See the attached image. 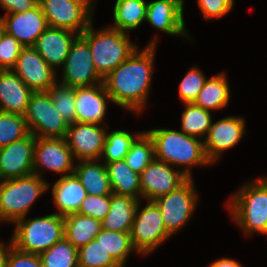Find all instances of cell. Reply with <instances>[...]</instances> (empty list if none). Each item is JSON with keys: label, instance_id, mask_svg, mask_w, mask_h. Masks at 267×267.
<instances>
[{"label": "cell", "instance_id": "obj_6", "mask_svg": "<svg viewBox=\"0 0 267 267\" xmlns=\"http://www.w3.org/2000/svg\"><path fill=\"white\" fill-rule=\"evenodd\" d=\"M14 225V247L24 253L39 255L64 238V217L57 213L33 219L24 217Z\"/></svg>", "mask_w": 267, "mask_h": 267}, {"label": "cell", "instance_id": "obj_17", "mask_svg": "<svg viewBox=\"0 0 267 267\" xmlns=\"http://www.w3.org/2000/svg\"><path fill=\"white\" fill-rule=\"evenodd\" d=\"M35 136L12 142L0 148V181L28 176L34 173Z\"/></svg>", "mask_w": 267, "mask_h": 267}, {"label": "cell", "instance_id": "obj_43", "mask_svg": "<svg viewBox=\"0 0 267 267\" xmlns=\"http://www.w3.org/2000/svg\"><path fill=\"white\" fill-rule=\"evenodd\" d=\"M38 4V0H0V7L6 14L22 13Z\"/></svg>", "mask_w": 267, "mask_h": 267}, {"label": "cell", "instance_id": "obj_42", "mask_svg": "<svg viewBox=\"0 0 267 267\" xmlns=\"http://www.w3.org/2000/svg\"><path fill=\"white\" fill-rule=\"evenodd\" d=\"M6 267H42V263L38 254L24 253L13 247Z\"/></svg>", "mask_w": 267, "mask_h": 267}, {"label": "cell", "instance_id": "obj_16", "mask_svg": "<svg viewBox=\"0 0 267 267\" xmlns=\"http://www.w3.org/2000/svg\"><path fill=\"white\" fill-rule=\"evenodd\" d=\"M33 91H48L58 80L56 71L32 47H23L11 69Z\"/></svg>", "mask_w": 267, "mask_h": 267}, {"label": "cell", "instance_id": "obj_34", "mask_svg": "<svg viewBox=\"0 0 267 267\" xmlns=\"http://www.w3.org/2000/svg\"><path fill=\"white\" fill-rule=\"evenodd\" d=\"M154 144L146 131H143L131 145L125 156L127 165L140 174L154 159Z\"/></svg>", "mask_w": 267, "mask_h": 267}, {"label": "cell", "instance_id": "obj_40", "mask_svg": "<svg viewBox=\"0 0 267 267\" xmlns=\"http://www.w3.org/2000/svg\"><path fill=\"white\" fill-rule=\"evenodd\" d=\"M24 46L5 32L0 40V70H11Z\"/></svg>", "mask_w": 267, "mask_h": 267}, {"label": "cell", "instance_id": "obj_5", "mask_svg": "<svg viewBox=\"0 0 267 267\" xmlns=\"http://www.w3.org/2000/svg\"><path fill=\"white\" fill-rule=\"evenodd\" d=\"M50 184L43 177L31 174L0 181V222L15 223L26 217L38 197Z\"/></svg>", "mask_w": 267, "mask_h": 267}, {"label": "cell", "instance_id": "obj_28", "mask_svg": "<svg viewBox=\"0 0 267 267\" xmlns=\"http://www.w3.org/2000/svg\"><path fill=\"white\" fill-rule=\"evenodd\" d=\"M102 229L101 221L79 213L64 217V237L77 249L94 240Z\"/></svg>", "mask_w": 267, "mask_h": 267}, {"label": "cell", "instance_id": "obj_11", "mask_svg": "<svg viewBox=\"0 0 267 267\" xmlns=\"http://www.w3.org/2000/svg\"><path fill=\"white\" fill-rule=\"evenodd\" d=\"M61 71V79L57 82L72 88L103 83L94 67L89 44L81 35L72 42Z\"/></svg>", "mask_w": 267, "mask_h": 267}, {"label": "cell", "instance_id": "obj_24", "mask_svg": "<svg viewBox=\"0 0 267 267\" xmlns=\"http://www.w3.org/2000/svg\"><path fill=\"white\" fill-rule=\"evenodd\" d=\"M98 160H81L75 164L73 174L81 182L87 194L103 196L113 194L105 164Z\"/></svg>", "mask_w": 267, "mask_h": 267}, {"label": "cell", "instance_id": "obj_29", "mask_svg": "<svg viewBox=\"0 0 267 267\" xmlns=\"http://www.w3.org/2000/svg\"><path fill=\"white\" fill-rule=\"evenodd\" d=\"M147 4L144 0H116L113 7L114 24L110 27L124 33L136 30L146 19Z\"/></svg>", "mask_w": 267, "mask_h": 267}, {"label": "cell", "instance_id": "obj_19", "mask_svg": "<svg viewBox=\"0 0 267 267\" xmlns=\"http://www.w3.org/2000/svg\"><path fill=\"white\" fill-rule=\"evenodd\" d=\"M76 122L103 125L107 112V101L112 103L103 83L75 88Z\"/></svg>", "mask_w": 267, "mask_h": 267}, {"label": "cell", "instance_id": "obj_10", "mask_svg": "<svg viewBox=\"0 0 267 267\" xmlns=\"http://www.w3.org/2000/svg\"><path fill=\"white\" fill-rule=\"evenodd\" d=\"M193 181V178H189L176 190L153 200L160 210L170 236L183 228L196 211L199 198Z\"/></svg>", "mask_w": 267, "mask_h": 267}, {"label": "cell", "instance_id": "obj_3", "mask_svg": "<svg viewBox=\"0 0 267 267\" xmlns=\"http://www.w3.org/2000/svg\"><path fill=\"white\" fill-rule=\"evenodd\" d=\"M230 215L246 235H267V176L246 182L227 204Z\"/></svg>", "mask_w": 267, "mask_h": 267}, {"label": "cell", "instance_id": "obj_46", "mask_svg": "<svg viewBox=\"0 0 267 267\" xmlns=\"http://www.w3.org/2000/svg\"><path fill=\"white\" fill-rule=\"evenodd\" d=\"M4 33H5V24H4L3 17L0 16V40Z\"/></svg>", "mask_w": 267, "mask_h": 267}, {"label": "cell", "instance_id": "obj_1", "mask_svg": "<svg viewBox=\"0 0 267 267\" xmlns=\"http://www.w3.org/2000/svg\"><path fill=\"white\" fill-rule=\"evenodd\" d=\"M157 40L156 36L143 50L137 48L127 60L103 79L112 103L136 115L147 107Z\"/></svg>", "mask_w": 267, "mask_h": 267}, {"label": "cell", "instance_id": "obj_20", "mask_svg": "<svg viewBox=\"0 0 267 267\" xmlns=\"http://www.w3.org/2000/svg\"><path fill=\"white\" fill-rule=\"evenodd\" d=\"M5 32L14 36L24 47L33 46L48 28L46 17L39 4L22 13L2 15Z\"/></svg>", "mask_w": 267, "mask_h": 267}, {"label": "cell", "instance_id": "obj_31", "mask_svg": "<svg viewBox=\"0 0 267 267\" xmlns=\"http://www.w3.org/2000/svg\"><path fill=\"white\" fill-rule=\"evenodd\" d=\"M184 106L180 131L203 140L213 122L211 111L196 106L193 103H184Z\"/></svg>", "mask_w": 267, "mask_h": 267}, {"label": "cell", "instance_id": "obj_18", "mask_svg": "<svg viewBox=\"0 0 267 267\" xmlns=\"http://www.w3.org/2000/svg\"><path fill=\"white\" fill-rule=\"evenodd\" d=\"M184 0H155L148 2V24L169 36L189 38L184 21Z\"/></svg>", "mask_w": 267, "mask_h": 267}, {"label": "cell", "instance_id": "obj_8", "mask_svg": "<svg viewBox=\"0 0 267 267\" xmlns=\"http://www.w3.org/2000/svg\"><path fill=\"white\" fill-rule=\"evenodd\" d=\"M147 202L142 208L140 200L130 232L134 248L143 256L151 255L171 237L157 205L153 201Z\"/></svg>", "mask_w": 267, "mask_h": 267}, {"label": "cell", "instance_id": "obj_2", "mask_svg": "<svg viewBox=\"0 0 267 267\" xmlns=\"http://www.w3.org/2000/svg\"><path fill=\"white\" fill-rule=\"evenodd\" d=\"M146 132L153 141L155 159L176 168L182 166V171L188 178H194L192 167L212 165L206 157L203 140L166 128Z\"/></svg>", "mask_w": 267, "mask_h": 267}, {"label": "cell", "instance_id": "obj_32", "mask_svg": "<svg viewBox=\"0 0 267 267\" xmlns=\"http://www.w3.org/2000/svg\"><path fill=\"white\" fill-rule=\"evenodd\" d=\"M141 133V131H138L132 134L122 129L109 132L107 129L106 140L100 160H102L103 163L124 160L131 145Z\"/></svg>", "mask_w": 267, "mask_h": 267}, {"label": "cell", "instance_id": "obj_12", "mask_svg": "<svg viewBox=\"0 0 267 267\" xmlns=\"http://www.w3.org/2000/svg\"><path fill=\"white\" fill-rule=\"evenodd\" d=\"M73 160L75 159L65 138L35 137L34 174L42 177L41 174L45 170H50L51 172L60 174V177L71 175L77 163V161Z\"/></svg>", "mask_w": 267, "mask_h": 267}, {"label": "cell", "instance_id": "obj_7", "mask_svg": "<svg viewBox=\"0 0 267 267\" xmlns=\"http://www.w3.org/2000/svg\"><path fill=\"white\" fill-rule=\"evenodd\" d=\"M97 0H38L48 27L68 29L81 35L93 21Z\"/></svg>", "mask_w": 267, "mask_h": 267}, {"label": "cell", "instance_id": "obj_23", "mask_svg": "<svg viewBox=\"0 0 267 267\" xmlns=\"http://www.w3.org/2000/svg\"><path fill=\"white\" fill-rule=\"evenodd\" d=\"M51 188L54 208L62 217L77 213L87 196V191L74 174L59 178Z\"/></svg>", "mask_w": 267, "mask_h": 267}, {"label": "cell", "instance_id": "obj_27", "mask_svg": "<svg viewBox=\"0 0 267 267\" xmlns=\"http://www.w3.org/2000/svg\"><path fill=\"white\" fill-rule=\"evenodd\" d=\"M227 78L224 72L207 78L193 104L209 111L225 108L231 97Z\"/></svg>", "mask_w": 267, "mask_h": 267}, {"label": "cell", "instance_id": "obj_39", "mask_svg": "<svg viewBox=\"0 0 267 267\" xmlns=\"http://www.w3.org/2000/svg\"><path fill=\"white\" fill-rule=\"evenodd\" d=\"M111 195L87 194L77 213L102 221L110 211Z\"/></svg>", "mask_w": 267, "mask_h": 267}, {"label": "cell", "instance_id": "obj_25", "mask_svg": "<svg viewBox=\"0 0 267 267\" xmlns=\"http://www.w3.org/2000/svg\"><path fill=\"white\" fill-rule=\"evenodd\" d=\"M139 202L131 196L111 194L110 211L101 221L102 228L130 233Z\"/></svg>", "mask_w": 267, "mask_h": 267}, {"label": "cell", "instance_id": "obj_30", "mask_svg": "<svg viewBox=\"0 0 267 267\" xmlns=\"http://www.w3.org/2000/svg\"><path fill=\"white\" fill-rule=\"evenodd\" d=\"M95 239L120 267H126L127 258L134 251L139 254L133 246L129 232L109 231L102 228Z\"/></svg>", "mask_w": 267, "mask_h": 267}, {"label": "cell", "instance_id": "obj_9", "mask_svg": "<svg viewBox=\"0 0 267 267\" xmlns=\"http://www.w3.org/2000/svg\"><path fill=\"white\" fill-rule=\"evenodd\" d=\"M24 117L29 132L35 137H66L69 125L57 112L48 91L32 93Z\"/></svg>", "mask_w": 267, "mask_h": 267}, {"label": "cell", "instance_id": "obj_41", "mask_svg": "<svg viewBox=\"0 0 267 267\" xmlns=\"http://www.w3.org/2000/svg\"><path fill=\"white\" fill-rule=\"evenodd\" d=\"M204 19L221 18L233 10L234 0H197Z\"/></svg>", "mask_w": 267, "mask_h": 267}, {"label": "cell", "instance_id": "obj_21", "mask_svg": "<svg viewBox=\"0 0 267 267\" xmlns=\"http://www.w3.org/2000/svg\"><path fill=\"white\" fill-rule=\"evenodd\" d=\"M78 35L68 29L48 27L32 47L57 72L58 67L62 68L71 44Z\"/></svg>", "mask_w": 267, "mask_h": 267}, {"label": "cell", "instance_id": "obj_36", "mask_svg": "<svg viewBox=\"0 0 267 267\" xmlns=\"http://www.w3.org/2000/svg\"><path fill=\"white\" fill-rule=\"evenodd\" d=\"M48 92L57 112L63 117L68 125L75 123V88L56 82Z\"/></svg>", "mask_w": 267, "mask_h": 267}, {"label": "cell", "instance_id": "obj_13", "mask_svg": "<svg viewBox=\"0 0 267 267\" xmlns=\"http://www.w3.org/2000/svg\"><path fill=\"white\" fill-rule=\"evenodd\" d=\"M188 179L182 170H176L172 165L154 158L140 173L141 199L153 201L176 190Z\"/></svg>", "mask_w": 267, "mask_h": 267}, {"label": "cell", "instance_id": "obj_22", "mask_svg": "<svg viewBox=\"0 0 267 267\" xmlns=\"http://www.w3.org/2000/svg\"><path fill=\"white\" fill-rule=\"evenodd\" d=\"M32 93L12 70H0V111L24 116Z\"/></svg>", "mask_w": 267, "mask_h": 267}, {"label": "cell", "instance_id": "obj_33", "mask_svg": "<svg viewBox=\"0 0 267 267\" xmlns=\"http://www.w3.org/2000/svg\"><path fill=\"white\" fill-rule=\"evenodd\" d=\"M78 249L65 237L39 254L42 267H78Z\"/></svg>", "mask_w": 267, "mask_h": 267}, {"label": "cell", "instance_id": "obj_38", "mask_svg": "<svg viewBox=\"0 0 267 267\" xmlns=\"http://www.w3.org/2000/svg\"><path fill=\"white\" fill-rule=\"evenodd\" d=\"M207 77L203 72L196 66L192 67L186 75L183 77L179 84V98L182 103H193L202 87L205 84Z\"/></svg>", "mask_w": 267, "mask_h": 267}, {"label": "cell", "instance_id": "obj_15", "mask_svg": "<svg viewBox=\"0 0 267 267\" xmlns=\"http://www.w3.org/2000/svg\"><path fill=\"white\" fill-rule=\"evenodd\" d=\"M90 123L75 122L69 124L66 141L68 147L71 149L75 160H98L103 151V146L106 140L107 129Z\"/></svg>", "mask_w": 267, "mask_h": 267}, {"label": "cell", "instance_id": "obj_45", "mask_svg": "<svg viewBox=\"0 0 267 267\" xmlns=\"http://www.w3.org/2000/svg\"><path fill=\"white\" fill-rule=\"evenodd\" d=\"M209 267H242L241 263L229 258H221L210 264Z\"/></svg>", "mask_w": 267, "mask_h": 267}, {"label": "cell", "instance_id": "obj_4", "mask_svg": "<svg viewBox=\"0 0 267 267\" xmlns=\"http://www.w3.org/2000/svg\"><path fill=\"white\" fill-rule=\"evenodd\" d=\"M81 36L88 42L94 67L103 79L138 48L130 41L128 33L111 27L97 31L93 21Z\"/></svg>", "mask_w": 267, "mask_h": 267}, {"label": "cell", "instance_id": "obj_35", "mask_svg": "<svg viewBox=\"0 0 267 267\" xmlns=\"http://www.w3.org/2000/svg\"><path fill=\"white\" fill-rule=\"evenodd\" d=\"M30 134L25 117L0 111V148Z\"/></svg>", "mask_w": 267, "mask_h": 267}, {"label": "cell", "instance_id": "obj_26", "mask_svg": "<svg viewBox=\"0 0 267 267\" xmlns=\"http://www.w3.org/2000/svg\"><path fill=\"white\" fill-rule=\"evenodd\" d=\"M104 164L113 194L141 199L140 174L134 172L125 160Z\"/></svg>", "mask_w": 267, "mask_h": 267}, {"label": "cell", "instance_id": "obj_37", "mask_svg": "<svg viewBox=\"0 0 267 267\" xmlns=\"http://www.w3.org/2000/svg\"><path fill=\"white\" fill-rule=\"evenodd\" d=\"M78 267H120L96 240L78 249Z\"/></svg>", "mask_w": 267, "mask_h": 267}, {"label": "cell", "instance_id": "obj_14", "mask_svg": "<svg viewBox=\"0 0 267 267\" xmlns=\"http://www.w3.org/2000/svg\"><path fill=\"white\" fill-rule=\"evenodd\" d=\"M245 127V119L242 116H228L212 122L203 140L205 154L211 164H215L223 152L238 145L245 135Z\"/></svg>", "mask_w": 267, "mask_h": 267}, {"label": "cell", "instance_id": "obj_44", "mask_svg": "<svg viewBox=\"0 0 267 267\" xmlns=\"http://www.w3.org/2000/svg\"><path fill=\"white\" fill-rule=\"evenodd\" d=\"M5 244V242L0 241V267H6L8 255L14 247L12 238L8 244Z\"/></svg>", "mask_w": 267, "mask_h": 267}]
</instances>
